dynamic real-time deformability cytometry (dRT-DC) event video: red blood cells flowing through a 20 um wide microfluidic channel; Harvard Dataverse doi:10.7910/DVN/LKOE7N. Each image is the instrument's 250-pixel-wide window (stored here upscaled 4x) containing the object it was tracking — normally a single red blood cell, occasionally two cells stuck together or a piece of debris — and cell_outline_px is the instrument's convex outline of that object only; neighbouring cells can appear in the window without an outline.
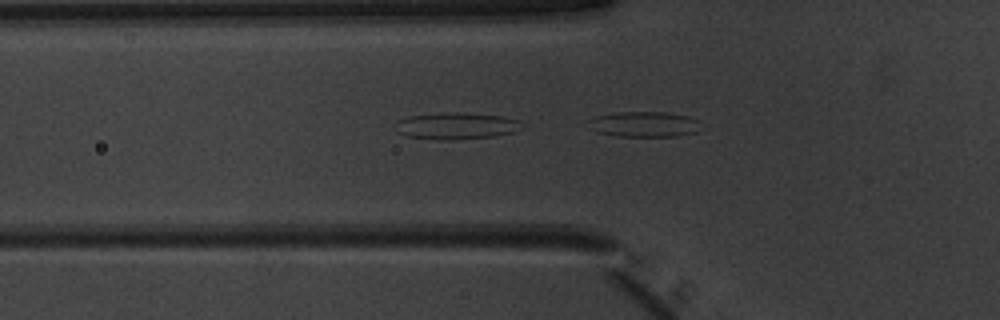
{"species": "common noctule bat (a hibernating species)", "species_latin": "Nyctalus noctula", "temperature_condition": "warm", "stored_images_in_passage": 21, "segment_of_instrument_passage": [2, 2], "camera_frame_rate_fps": 3000, "um_per_image_px": 0.085, "animal": {"sex": "male", "body_mass_g": 20.1, "forearm_length_mm": 53.5}, "frame": {"image": 1, "passage_image": 18, "time_ms": 5.667, "image_size_px": [1000, 320], "cell_outline_px": [[700, 120], [696, 132], [676, 136], [616, 136], [596, 132], [588, 124], [588, 120], [596, 116], [616, 112], [668, 112], [688, 116]], "centroid_in_image_um": [54.74, 10.55], "position_along_channel_um": 71.1, "area_um2": 16.65}}